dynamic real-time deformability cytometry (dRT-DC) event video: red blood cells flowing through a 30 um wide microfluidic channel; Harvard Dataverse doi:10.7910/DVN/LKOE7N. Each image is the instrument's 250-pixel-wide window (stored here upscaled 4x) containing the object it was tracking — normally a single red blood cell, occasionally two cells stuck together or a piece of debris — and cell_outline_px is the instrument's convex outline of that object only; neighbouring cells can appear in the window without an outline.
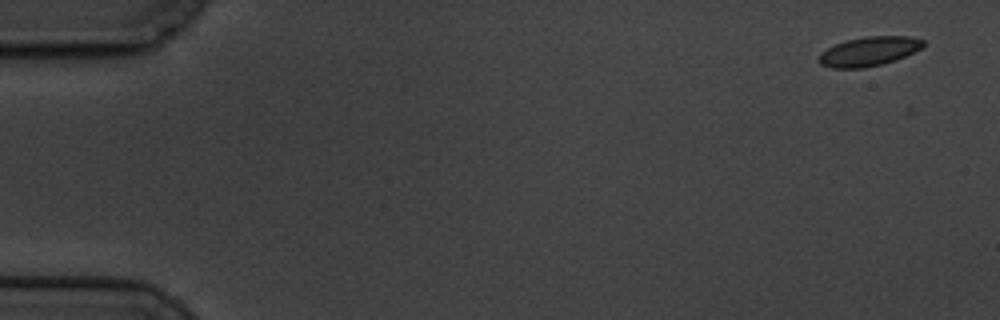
{"species": "common noctule bat (a hibernating species)", "species_latin": "Nyctalus noctula", "temperature_condition": "cold", "stored_images_in_passage": 7, "camera_frame_rate_fps": 3000, "um_per_image_px": 0.085, "animal": {"sex": "male", "body_mass_g": 19.5, "forearm_length_mm": 54.6}, "frame": {"image": 1, "passage_image": 1, "time_ms": 0.0, "image_size_px": [1000, 320], "cell_outline_px": [[924, 44], [920, 48], [896, 60], [864, 68], [832, 68], [820, 64], [820, 52], [844, 40], [864, 36], [908, 36], [924, 40]], "centroid_in_image_um": [73.84, 4.36], "position_along_channel_um": 11.2, "area_um2": 17.63}}
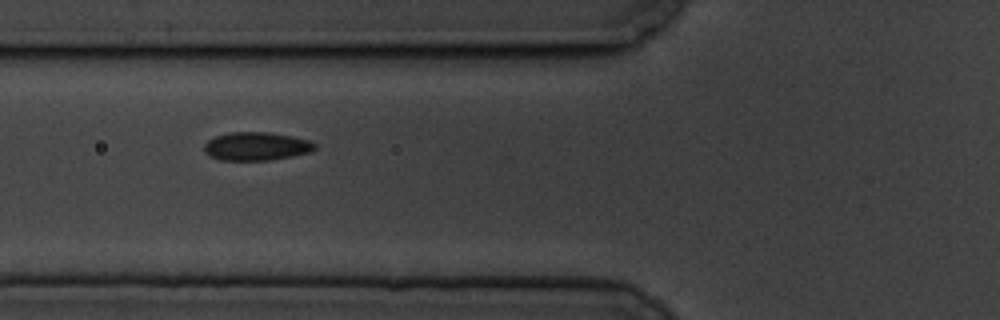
{"frame": {"image": 2, "passage_image": 6, "time_ms": 6.667, "image_size_px": [1000, 320], "cell_outline_px": [[316, 148], [312, 152], [292, 156], [268, 160], [220, 160], [208, 156], [204, 152], [204, 144], [208, 140], [216, 136], [228, 132], [268, 132], [292, 136], [308, 140], [316, 144]], "centroid_in_image_um": [21.77, 12.43], "position_along_channel_um": 104.0, "area_um2": 18.38}}
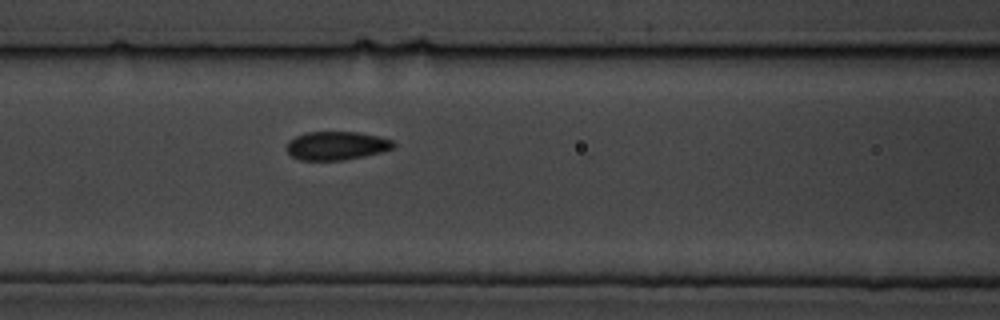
{"frame": {"image": 3, "passage_image": 7, "time_ms": 7.667, "image_size_px": [1000, 320], "cell_outline_px": [[396, 144], [392, 148], [380, 152], [364, 156], [344, 160], [300, 160], [292, 156], [284, 148], [288, 140], [304, 132], [356, 132], [380, 136], [392, 140]], "centroid_in_image_um": [28.56, 12.38], "position_along_channel_um": 138.0, "area_um2": 17.86}}